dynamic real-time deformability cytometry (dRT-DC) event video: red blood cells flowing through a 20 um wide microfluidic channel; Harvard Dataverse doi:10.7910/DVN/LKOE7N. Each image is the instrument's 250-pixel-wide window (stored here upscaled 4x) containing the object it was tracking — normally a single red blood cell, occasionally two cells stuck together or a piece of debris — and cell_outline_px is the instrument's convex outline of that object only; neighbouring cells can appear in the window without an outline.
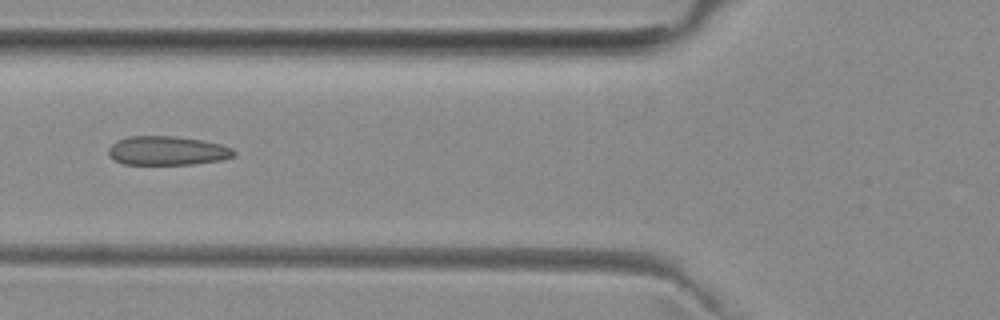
{"species": "common noctule bat (a hibernating species)", "species_latin": "Nyctalus noctula", "temperature_condition": "room temperature", "stored_images_in_passage": 6, "camera_frame_rate_fps": 3000, "um_per_image_px": 0.085, "animal": {"sex": "female", "body_mass_g": 29.2, "forearm_length_mm": 56.3}, "frame": {"image": 1, "passage_image": 6, "time_ms": 6.0, "image_size_px": [1000, 320], "cell_outline_px": [[236, 156], [220, 160], [192, 164], [124, 164], [116, 160], [108, 152], [108, 148], [116, 140], [128, 136], [176, 136], [200, 140], [220, 144], [232, 148], [236, 152]], "centroid_in_image_um": [14.23, 12.8], "position_along_channel_um": 111.6, "area_um2": 21.1}}